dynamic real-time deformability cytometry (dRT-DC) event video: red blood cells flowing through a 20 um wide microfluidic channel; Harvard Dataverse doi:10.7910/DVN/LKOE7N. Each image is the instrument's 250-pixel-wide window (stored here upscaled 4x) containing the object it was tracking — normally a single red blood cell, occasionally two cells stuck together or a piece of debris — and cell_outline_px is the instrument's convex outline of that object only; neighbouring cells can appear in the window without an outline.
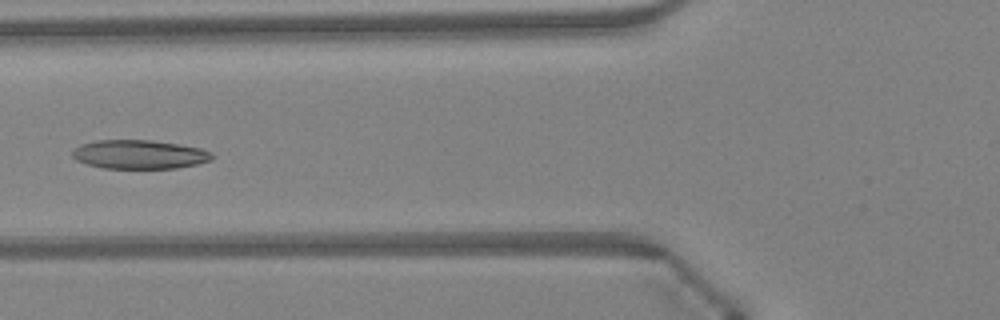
{"species": "Egyptian fruit bat (a non-hibernating species)", "species_latin": "Rousettus aegyptiacus", "temperature_condition": "warm", "stored_images_in_passage": 47, "camera_frame_rate_fps": 3000, "um_per_image_px": 0.085, "animal": {"sex": "female"}, "frame": {"image": 1, "passage_image": 19, "time_ms": 6.0, "image_size_px": [1000, 320], "cell_outline_px": [[212, 160], [196, 164], [176, 168], [104, 168], [88, 164], [76, 160], [72, 156], [72, 152], [80, 144], [96, 140], [152, 140], [200, 148], [212, 152]], "centroid_in_image_um": [11.83, 13.12], "position_along_channel_um": 114.0, "area_um2": 23.35}}
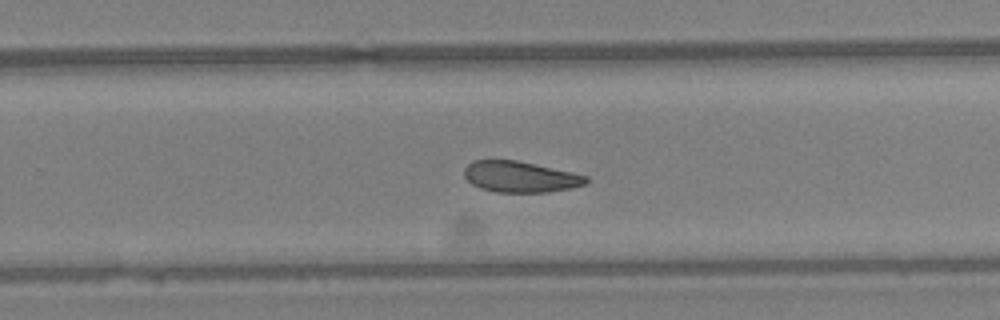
{"frame": {"image": 2, "passage_image": 31, "time_ms": 10.0, "image_size_px": [1000, 320], "cell_outline_px": [[588, 184], [572, 188], [548, 192], [496, 192], [480, 188], [472, 184], [464, 176], [464, 168], [472, 160], [516, 160], [536, 164], [572, 172], [588, 176]], "centroid_in_image_um": [44.24, 15.03], "position_along_channel_um": 285.6, "area_um2": 22.14}}
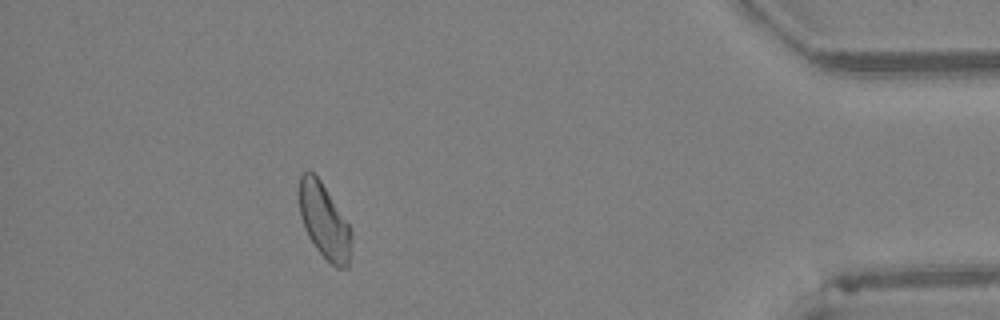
{"frame": {"image": 3, "passage_image": 43, "time_ms": 14.0, "image_size_px": [1000, 320], "cell_outline_px": [[352, 236], [348, 268], [336, 268], [316, 248], [308, 236], [304, 228], [300, 216], [296, 192], [300, 172], [312, 172], [320, 180], [352, 228]], "centroid_in_image_um": [27.52, 18.75], "position_along_channel_um": 407.7, "area_um2": 23.29}, "authors_computed_cell_mechanics": {"area_um2": 23.5246, "velocity_mm_per_s": 4.3067, "shape_relaxation_time_tau1_ms": null, "shape_relaxation_time_tau2_ms": 6.3484, "deformation_change_tau1": null, "deformation_change_tau2": 0.1398}}